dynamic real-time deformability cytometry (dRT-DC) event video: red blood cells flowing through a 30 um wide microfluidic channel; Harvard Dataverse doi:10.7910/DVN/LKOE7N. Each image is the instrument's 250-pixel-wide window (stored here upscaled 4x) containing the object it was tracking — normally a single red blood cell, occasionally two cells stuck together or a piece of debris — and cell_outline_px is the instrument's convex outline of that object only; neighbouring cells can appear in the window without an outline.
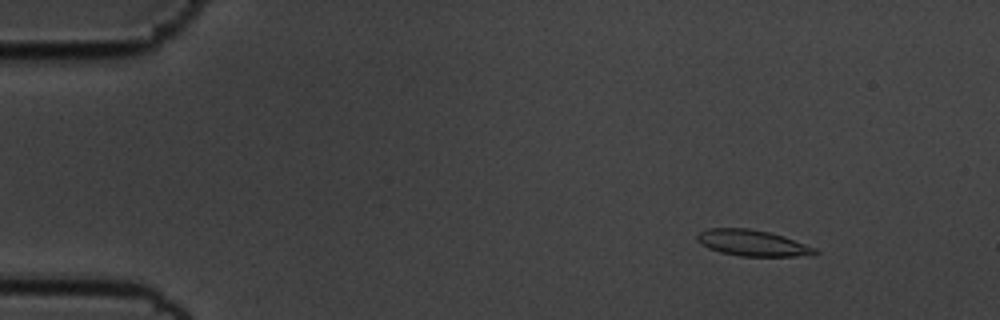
{"species": "common noctule bat (a hibernating species)", "species_latin": "Nyctalus noctula", "temperature_condition": "cold", "stored_images_in_passage": 55, "camera_frame_rate_fps": 3000, "um_per_image_px": 0.085, "animal": {"sex": "male", "body_mass_g": 19.5, "forearm_length_mm": 54.6}, "frame": {"image": 1, "passage_image": 5, "time_ms": 1.333, "image_size_px": [1000, 320], "cell_outline_px": [[820, 252], [812, 256], [740, 256], [720, 252], [708, 248], [696, 240], [696, 236], [700, 232], [708, 228], [748, 228], [768, 232], [784, 236], [816, 248]], "centroid_in_image_um": [63.98, 20.66], "position_along_channel_um": 21.0, "area_um2": 17.98}}
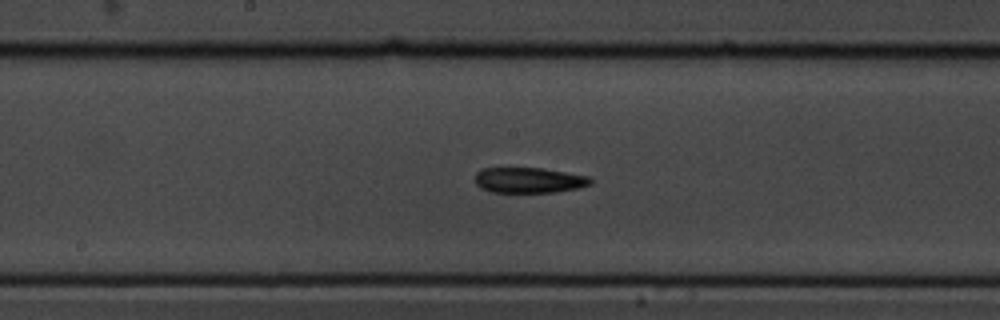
{"frame": {"image": 2, "passage_image": 28, "time_ms": 9.0, "image_size_px": [1000, 320], "cell_outline_px": [[592, 184], [580, 188], [556, 192], [492, 192], [480, 188], [476, 184], [476, 172], [480, 168], [544, 168], [588, 176], [592, 180]], "centroid_in_image_um": [44.97, 15.31], "position_along_channel_um": 203.2, "area_um2": 17.28}}
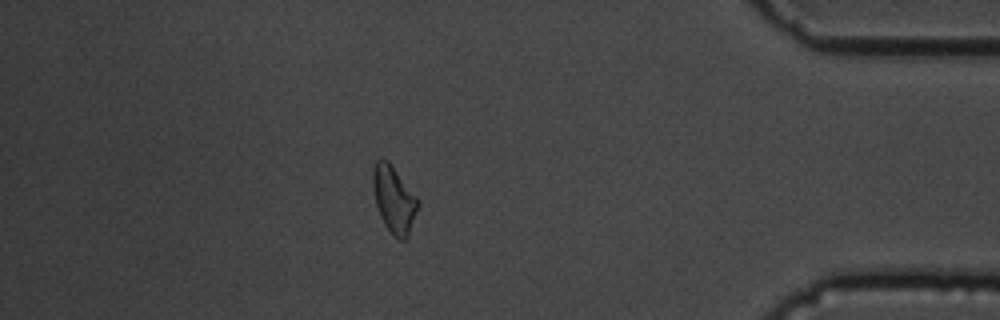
{"frame": {"image": 3, "passage_image": 48, "time_ms": 15.667, "image_size_px": [1000, 320], "cell_outline_px": [[420, 204], [408, 236], [404, 240], [400, 240], [384, 224], [380, 216], [376, 204], [372, 184], [372, 168], [376, 160], [388, 160], [416, 196]], "centroid_in_image_um": [33.48, 16.93], "position_along_channel_um": 401.7, "area_um2": 17.34}, "authors_computed_cell_mechanics": {"area_um2": 17.7446, "velocity_mm_per_s": 3.5263, "shape_relaxation_time_tau1_ms": 10.3425, "shape_relaxation_time_tau2_ms": 7.6361, "deformation_change_tau1": 0.2504, "deformation_change_tau2": 0.1594}}